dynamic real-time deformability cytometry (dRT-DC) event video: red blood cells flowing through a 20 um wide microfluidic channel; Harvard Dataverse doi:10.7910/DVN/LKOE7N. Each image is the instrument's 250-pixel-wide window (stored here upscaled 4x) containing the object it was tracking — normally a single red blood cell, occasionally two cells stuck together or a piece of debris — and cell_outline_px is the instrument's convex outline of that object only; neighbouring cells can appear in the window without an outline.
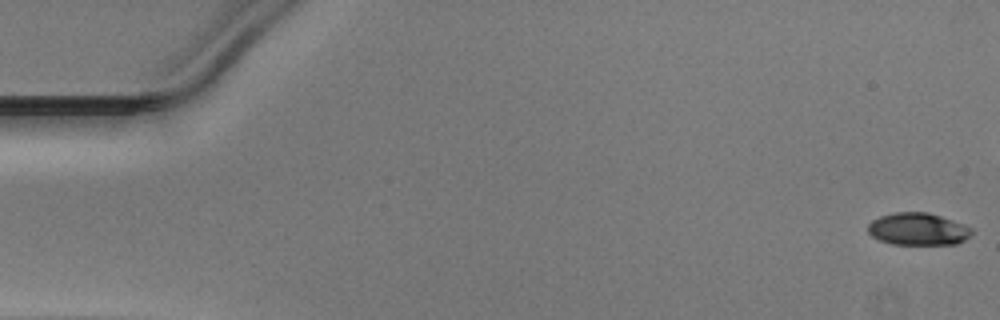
{"species": "Egyptian fruit bat (a non-hibernating species)", "species_latin": "Rousettus aegyptiacus", "temperature_condition": "warm", "stored_images_in_passage": 44, "camera_frame_rate_fps": 3000, "um_per_image_px": 0.085, "animal": {"sex": "male"}, "frame": {"image": 1, "passage_image": 1, "time_ms": 0.0, "image_size_px": [1000, 320], "cell_outline_px": [[972, 232], [964, 240], [956, 244], [892, 244], [880, 240], [872, 236], [868, 232], [868, 224], [872, 220], [880, 216], [896, 212], [928, 212], [940, 216], [972, 228]], "centroid_in_image_um": [77.99, 19.47], "position_along_channel_um": 7.0, "area_um2": 19.31}}
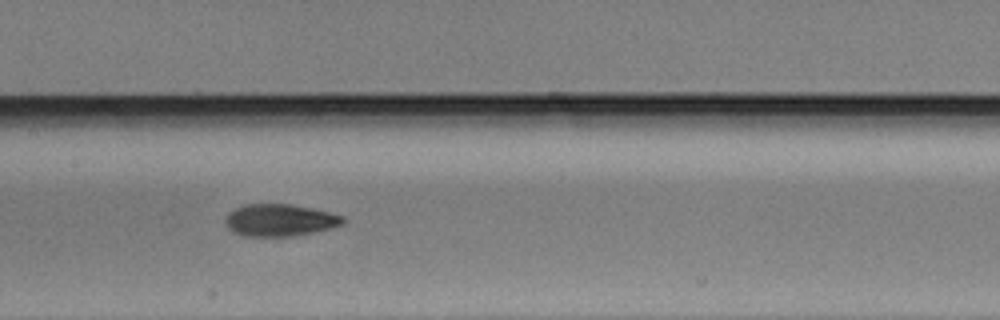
{"frame": {"image": 2, "passage_image": 25, "time_ms": 8.0, "image_size_px": [1000, 320], "cell_outline_px": [[344, 224], [312, 232], [288, 236], [244, 236], [232, 232], [224, 224], [224, 216], [228, 212], [244, 204], [288, 204], [328, 212], [344, 216]], "centroid_in_image_um": [23.69, 18.71], "position_along_channel_um": 183.7, "area_um2": 21.85}}
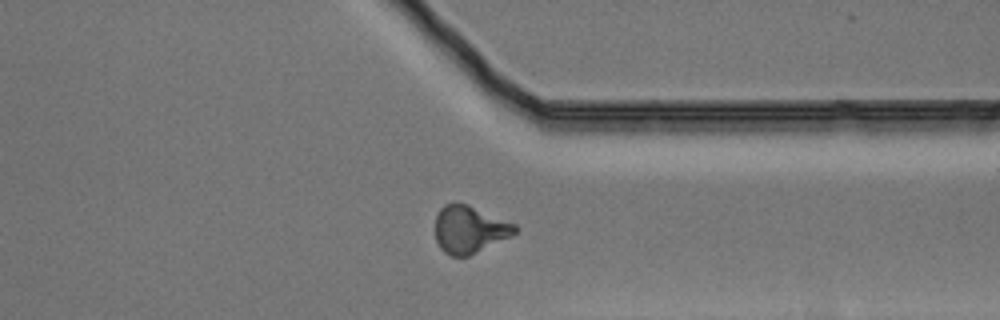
{"frame": {"image": 3, "passage_image": 39, "time_ms": 12.667, "image_size_px": [1000, 320], "cell_outline_px": [[520, 228], [516, 232], [468, 256], [452, 256], [444, 252], [440, 248], [436, 240], [436, 216], [440, 208], [444, 204], [452, 200], [456, 200], [468, 204], [516, 224]], "centroid_in_image_um": [39.87, 19.45], "position_along_channel_um": 371.5, "area_um2": 22.02}}